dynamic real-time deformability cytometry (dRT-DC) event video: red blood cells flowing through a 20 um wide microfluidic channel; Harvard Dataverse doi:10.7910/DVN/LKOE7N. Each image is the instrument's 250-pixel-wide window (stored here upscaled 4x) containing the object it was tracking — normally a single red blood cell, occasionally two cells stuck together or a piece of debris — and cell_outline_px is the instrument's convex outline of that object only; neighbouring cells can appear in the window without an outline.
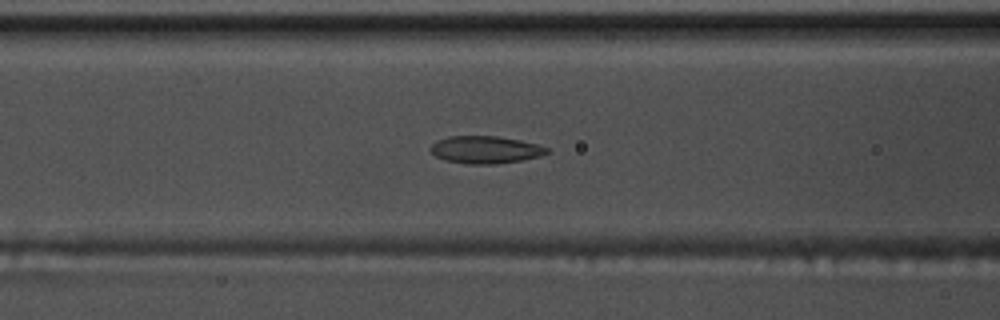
{"species": "common noctule bat (a hibernating species)", "species_latin": "Nyctalus noctula", "temperature_condition": "warm", "stored_images_in_passage": 27, "camera_frame_rate_fps": 3000, "um_per_image_px": 0.085, "animal": {"sex": "male", "body_mass_g": 17.5, "forearm_length_mm": 52.3}, "frame": {"image": 1, "passage_image": 23, "time_ms": 7.333, "image_size_px": [1000, 320], "cell_outline_px": [[552, 152], [540, 156], [520, 160], [496, 164], [468, 164], [448, 160], [436, 156], [428, 148], [436, 140], [448, 136], [496, 136], [520, 140], [536, 144], [548, 148]], "centroid_in_image_um": [41.26, 12.72], "position_along_channel_um": 125.3, "area_um2": 18.55}}
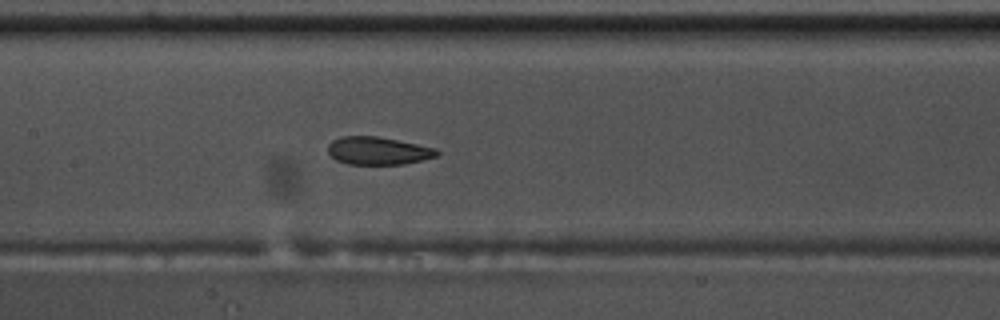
{"frame": {"image": 2, "passage_image": 27, "time_ms": 8.667, "image_size_px": [1000, 320], "cell_outline_px": [[440, 152], [436, 156], [404, 164], [348, 164], [336, 160], [328, 152], [328, 144], [332, 140], [340, 136], [380, 136], [436, 148]], "centroid_in_image_um": [32.11, 12.8], "position_along_channel_um": 175.3, "area_um2": 17.69}}